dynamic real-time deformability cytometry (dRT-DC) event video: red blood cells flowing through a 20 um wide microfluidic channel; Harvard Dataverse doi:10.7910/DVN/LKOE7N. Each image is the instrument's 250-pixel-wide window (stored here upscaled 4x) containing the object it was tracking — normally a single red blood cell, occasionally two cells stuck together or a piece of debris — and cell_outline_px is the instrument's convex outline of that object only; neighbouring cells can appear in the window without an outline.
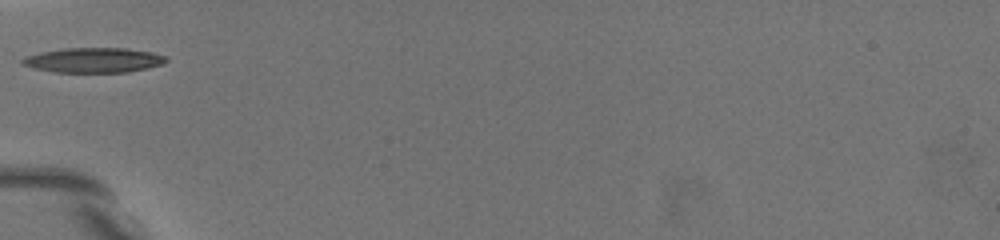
{"species": "common noctule bat (a hibernating species)", "species_latin": "Nyctalus noctula", "temperature_condition": "warm", "stored_images_in_passage": 20, "camera_frame_rate_fps": 3000, "um_per_image_px": 0.085, "animal": {"sex": "female", "body_mass_g": 19.5, "forearm_length_mm": 54.1}, "frame": {"image": 1, "passage_image": 1, "time_ms": 0.0, "image_size_px": [1000, 240], "cell_outline_px": [[168, 60], [164, 64], [148, 68], [128, 72], [52, 72], [20, 64], [20, 60], [28, 56], [40, 52], [64, 48], [124, 48], [152, 52], [164, 56]], "centroid_in_image_um": [7.97, 5.11], "position_along_channel_um": 77.0, "area_um2": 20.81}}
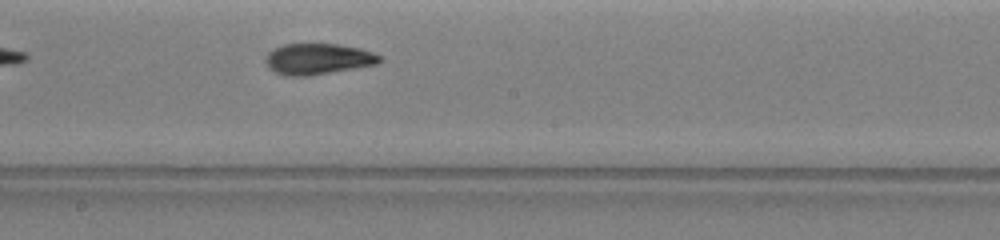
{"frame": {"image": 2, "passage_image": 10, "time_ms": 4.0, "image_size_px": [1000, 240], "cell_outline_px": [[380, 60], [376, 64], [308, 76], [284, 76], [268, 68], [264, 60], [268, 52], [284, 44], [336, 44], [360, 48], [372, 52], [380, 56]], "centroid_in_image_um": [26.97, 5.01], "position_along_channel_um": 221.2, "area_um2": 20.4}}
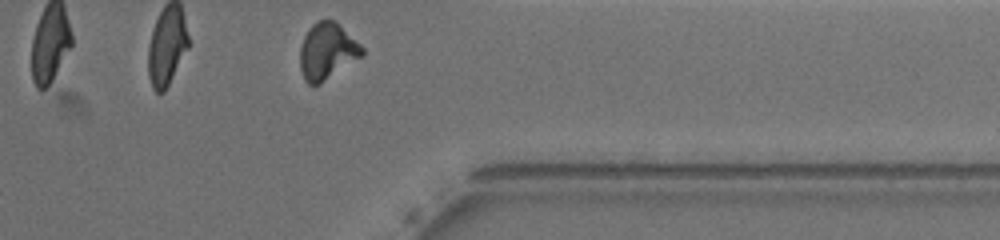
{"frame": {"image": 3, "passage_image": 20, "time_ms": 8.667, "image_size_px": [1000, 240], "cell_outline_px": [[364, 56], [320, 84], [308, 84], [304, 80], [300, 68], [300, 44], [308, 28], [312, 24], [320, 20], [336, 20], [364, 48]], "centroid_in_image_um": [27.82, 4.35], "position_along_channel_um": 383.6, "area_um2": 20.75}, "authors_computed_cell_mechanics": {"area_um2": 20.7213, "velocity_mm_per_s": 3.5862, "shape_relaxation_time_tau1_ms": 4.2318, "shape_relaxation_time_tau2_ms": 1.8236, "deformation_change_tau1": 0.2015, "deformation_change_tau2": 0.0625}}